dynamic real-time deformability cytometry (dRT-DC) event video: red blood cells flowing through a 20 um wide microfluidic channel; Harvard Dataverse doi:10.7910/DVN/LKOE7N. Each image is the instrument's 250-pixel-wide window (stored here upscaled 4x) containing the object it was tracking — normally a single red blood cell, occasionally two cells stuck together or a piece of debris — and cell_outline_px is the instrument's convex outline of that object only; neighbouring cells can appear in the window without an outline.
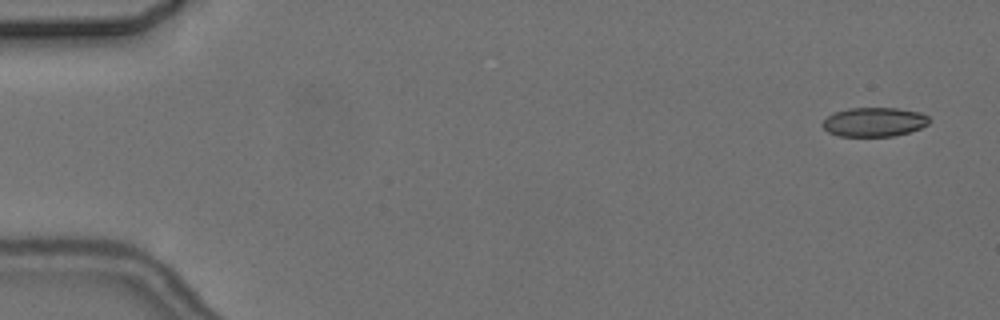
{"species": "common noctule bat (a hibernating species)", "species_latin": "Nyctalus noctula", "temperature_condition": "cold", "stored_images_in_passage": 3, "camera_frame_rate_fps": 3000, "um_per_image_px": 0.085, "animal": {"sex": "female", "body_mass_g": 24.6, "forearm_length_mm": 56.2}, "frame": {"image": 1, "passage_image": 1, "time_ms": 0.0, "image_size_px": [1000, 320], "cell_outline_px": [[932, 120], [928, 124], [920, 128], [896, 136], [840, 136], [828, 132], [820, 124], [832, 112], [848, 108], [896, 108], [920, 112], [928, 116]], "centroid_in_image_um": [74.3, 10.36], "position_along_channel_um": 10.7, "area_um2": 18.26}}